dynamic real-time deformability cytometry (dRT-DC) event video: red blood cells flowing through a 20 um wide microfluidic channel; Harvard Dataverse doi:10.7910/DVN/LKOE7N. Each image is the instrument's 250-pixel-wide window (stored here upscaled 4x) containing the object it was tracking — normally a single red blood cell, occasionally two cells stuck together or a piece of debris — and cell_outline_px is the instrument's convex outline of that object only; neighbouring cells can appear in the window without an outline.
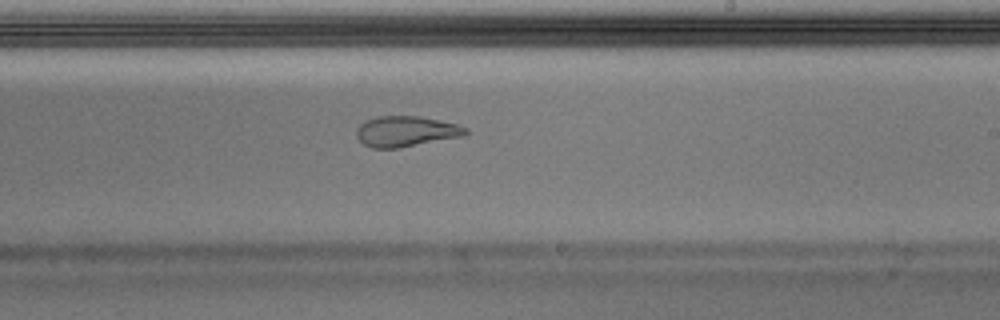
{"species": "Egyptian fruit bat (a non-hibernating species)", "species_latin": "Rousettus aegyptiacus", "temperature_condition": "warm", "stored_images_in_passage": 36, "camera_frame_rate_fps": 3000, "um_per_image_px": 0.085, "animal": {"sex": "male"}, "frame": {"image": 1, "passage_image": 16, "time_ms": 5.0, "image_size_px": [1000, 320], "cell_outline_px": [[468, 132], [464, 136], [400, 148], [372, 148], [364, 144], [356, 136], [356, 128], [360, 124], [368, 120], [380, 116], [420, 116], [440, 120], [456, 124], [468, 128]], "centroid_in_image_um": [34.52, 11.17], "position_along_channel_um": 254.5, "area_um2": 19.48}}
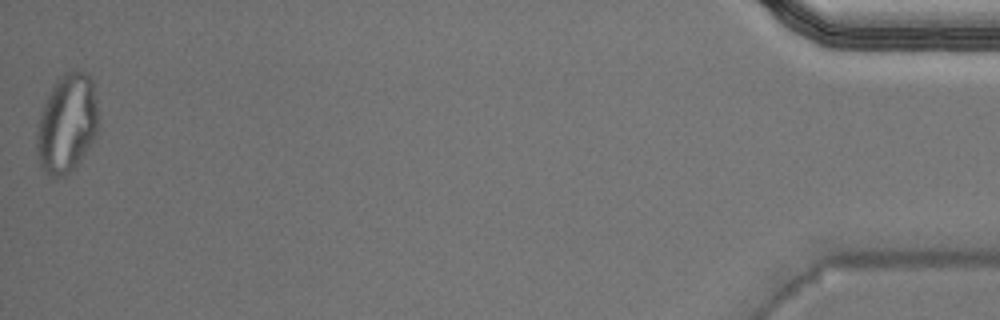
{"frame": {"image": 2, "passage_image": 36, "time_ms": 11.667, "image_size_px": [1000, 320], "cell_outline_px": [[96, 132], [80, 160], [68, 172], [60, 176], [48, 176], [44, 172], [40, 164], [36, 148], [36, 132], [40, 112], [56, 80], [64, 72], [84, 72], [92, 80], [96, 100]], "centroid_in_image_um": [5.64, 10.49], "position_along_channel_um": 429.6, "area_um2": 34.56}, "authors_computed_cell_mechanics": {"area_um2": 20.6635, "velocity_mm_per_s": 4.0111, "shape_relaxation_time_tau1_ms": null, "shape_relaxation_time_tau2_ms": 1.5376, "deformation_change_tau1": null, "deformation_change_tau2": 0.0727}}